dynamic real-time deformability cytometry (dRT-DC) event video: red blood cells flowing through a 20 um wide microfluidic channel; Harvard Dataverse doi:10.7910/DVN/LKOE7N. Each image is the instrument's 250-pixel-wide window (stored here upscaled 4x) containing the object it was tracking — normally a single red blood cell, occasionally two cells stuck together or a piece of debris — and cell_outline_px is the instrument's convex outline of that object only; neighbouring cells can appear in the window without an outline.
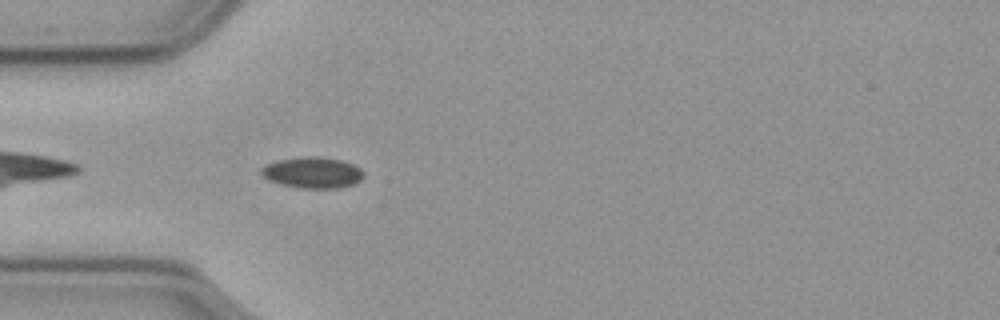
{"species": "common noctule bat (a hibernating species)", "species_latin": "Nyctalus noctula", "temperature_condition": "cold", "stored_images_in_passage": 42, "camera_frame_rate_fps": 3000, "um_per_image_px": 0.085, "animal": {"sex": "male", "body_mass_g": 23.1, "forearm_length_mm": 52.7}, "frame": {"image": 1, "passage_image": 2, "time_ms": 0.333, "image_size_px": [1000, 320], "cell_outline_px": [[364, 176], [360, 180], [352, 184], [340, 188], [300, 188], [280, 184], [268, 180], [260, 172], [260, 168], [264, 164], [276, 160], [300, 156], [320, 156], [344, 160], [360, 168], [364, 172]], "centroid_in_image_um": [26.54, 14.65], "position_along_channel_um": 58.5, "area_um2": 18.9}}
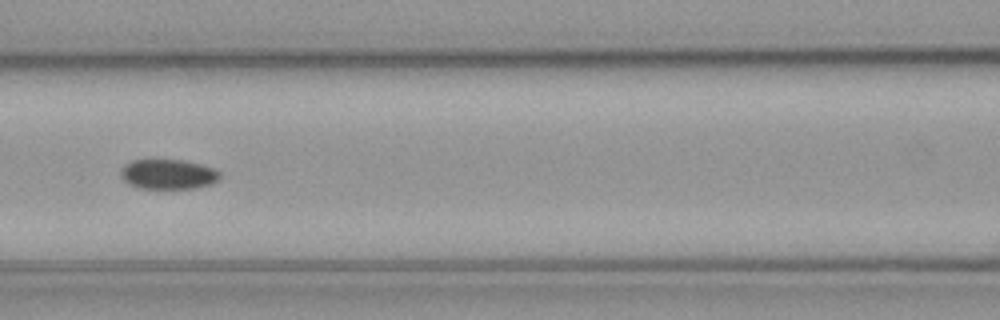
{"frame": {"image": 2, "passage_image": 10, "time_ms": 3.0, "image_size_px": [1000, 320], "cell_outline_px": [[220, 176], [216, 180], [208, 184], [196, 188], [140, 188], [124, 180], [120, 172], [120, 168], [124, 164], [132, 160], [180, 160], [200, 164], [212, 168], [220, 172]], "centroid_in_image_um": [14.26, 14.8], "position_along_channel_um": 152.3, "area_um2": 16.94}}
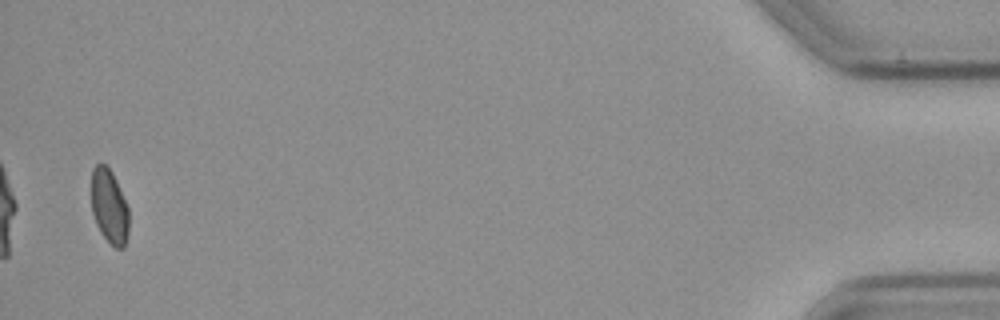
{"frame": {"image": 3, "passage_image": 41, "time_ms": 13.333, "image_size_px": [1000, 320], "cell_outline_px": [[128, 232], [124, 248], [116, 248], [100, 232], [96, 224], [92, 212], [92, 168], [96, 164], [104, 164], [112, 172], [116, 180], [128, 208]], "centroid_in_image_um": [9.28, 17.55], "position_along_channel_um": 425.9, "area_um2": 16.01}}